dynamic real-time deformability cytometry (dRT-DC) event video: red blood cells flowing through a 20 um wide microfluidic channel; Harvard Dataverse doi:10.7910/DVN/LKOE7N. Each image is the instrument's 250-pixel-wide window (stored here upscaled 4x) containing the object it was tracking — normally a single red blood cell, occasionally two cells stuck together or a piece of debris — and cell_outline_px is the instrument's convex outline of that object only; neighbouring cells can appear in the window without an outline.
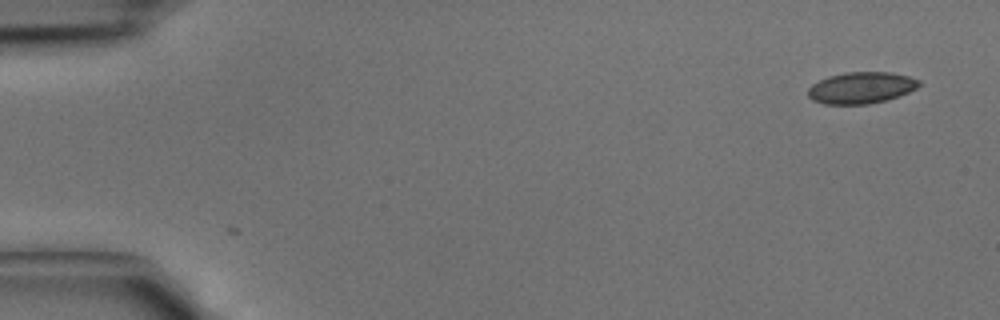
{"species": "common noctule bat (a hibernating species)", "species_latin": "Nyctalus noctula", "temperature_condition": "cold", "stored_images_in_passage": 2, "camera_frame_rate_fps": 3000, "um_per_image_px": 0.085, "animal": {"sex": "male", "body_mass_g": 15.6}, "frame": {"image": 1, "passage_image": 1, "time_ms": 0.0, "image_size_px": [1000, 320], "cell_outline_px": [[920, 84], [916, 88], [900, 96], [888, 100], [868, 104], [824, 104], [812, 100], [808, 96], [808, 88], [812, 84], [828, 76], [844, 72], [892, 72], [908, 76], [920, 80]], "centroid_in_image_um": [73.2, 7.46], "position_along_channel_um": 11.8, "area_um2": 20.52}}